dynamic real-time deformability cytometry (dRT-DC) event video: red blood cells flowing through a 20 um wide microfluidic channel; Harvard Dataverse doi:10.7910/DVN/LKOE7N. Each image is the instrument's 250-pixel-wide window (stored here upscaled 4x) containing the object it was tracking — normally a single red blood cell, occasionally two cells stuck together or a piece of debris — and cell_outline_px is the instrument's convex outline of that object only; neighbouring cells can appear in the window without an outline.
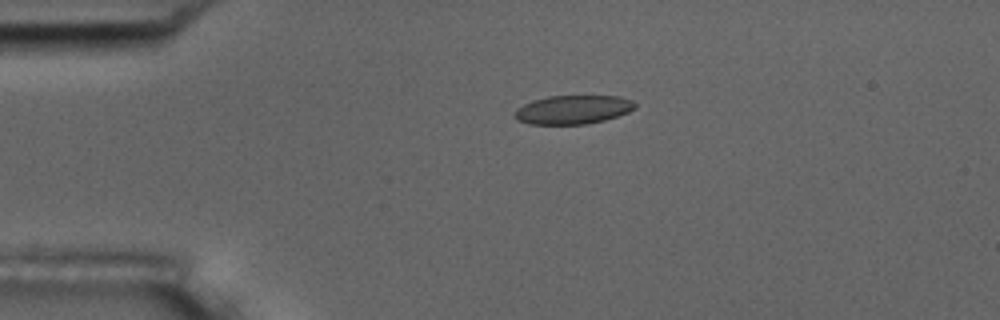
{"species": "common noctule bat (a hibernating species)", "species_latin": "Nyctalus noctula", "temperature_condition": "room temperature", "stored_images_in_passage": 2, "camera_frame_rate_fps": 3000, "um_per_image_px": 0.085, "animal": {"sex": "male", "body_mass_g": 17.5, "forearm_length_mm": 52.3}, "frame": {"image": 1, "passage_image": 1, "time_ms": 0.0, "image_size_px": [1000, 320], "cell_outline_px": [[636, 108], [628, 112], [604, 120], [588, 124], [528, 124], [516, 120], [512, 116], [516, 108], [532, 100], [548, 96], [620, 96], [632, 100], [636, 104]], "centroid_in_image_um": [48.66, 9.32], "position_along_channel_um": 36.3, "area_um2": 20.35}}